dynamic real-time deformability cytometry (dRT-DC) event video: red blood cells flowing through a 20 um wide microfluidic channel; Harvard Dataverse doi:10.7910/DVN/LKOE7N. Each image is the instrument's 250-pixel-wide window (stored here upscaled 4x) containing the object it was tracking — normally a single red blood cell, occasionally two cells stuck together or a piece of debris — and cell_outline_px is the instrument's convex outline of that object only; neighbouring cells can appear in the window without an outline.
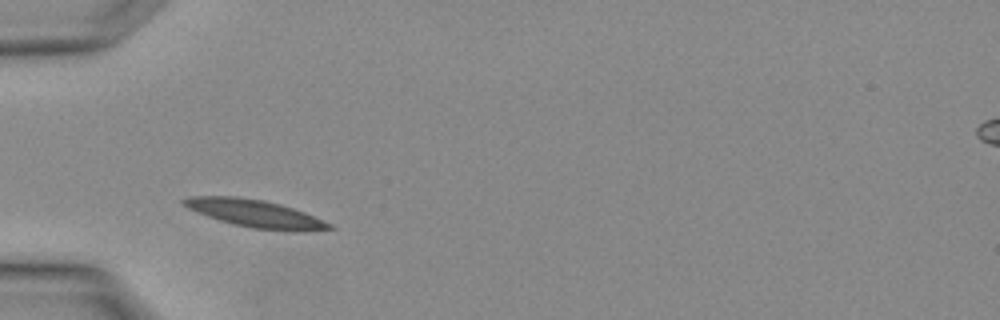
{"species": "Egyptian fruit bat (a non-hibernating species)", "species_latin": "Rousettus aegyptiacus", "temperature_condition": "warm", "stored_images_in_passage": 2, "camera_frame_rate_fps": 3000, "um_per_image_px": 0.085, "animal": {"sex": "female"}, "frame": {"image": 1, "passage_image": 2, "time_ms": 0.333, "image_size_px": [1000, 320], "cell_outline_px": [[336, 228], [252, 228], [220, 220], [196, 212], [180, 204], [180, 200], [188, 196], [236, 196], [264, 200], [280, 204], [304, 212], [332, 224]], "centroid_in_image_um": [21.48, 18.07], "position_along_channel_um": 63.5, "area_um2": 22.14}}